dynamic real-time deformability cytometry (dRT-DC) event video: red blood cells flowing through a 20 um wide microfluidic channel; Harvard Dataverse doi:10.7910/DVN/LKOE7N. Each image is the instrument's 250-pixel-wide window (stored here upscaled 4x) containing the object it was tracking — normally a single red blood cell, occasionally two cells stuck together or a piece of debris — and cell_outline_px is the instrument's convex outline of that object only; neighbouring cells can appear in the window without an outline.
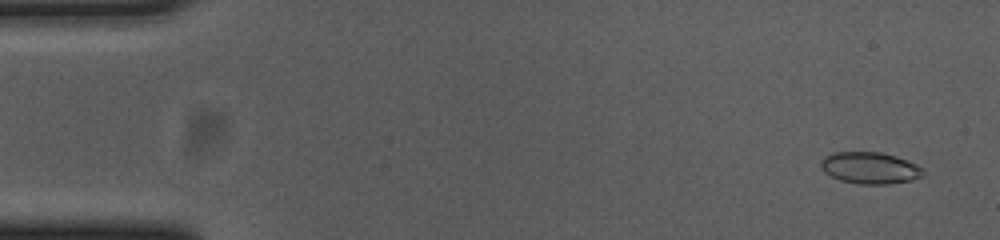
{"species": "common noctule bat (a hibernating species)", "species_latin": "Nyctalus noctula", "temperature_condition": "cold", "stored_images_in_passage": 53, "camera_frame_rate_fps": 3000, "um_per_image_px": 0.085, "animal": {"sex": "female", "body_mass_g": 23.0, "forearm_length_mm": 53.4}, "frame": {"image": 1, "passage_image": 1, "time_ms": 0.0, "image_size_px": [1000, 240], "cell_outline_px": [[924, 176], [912, 180], [888, 184], [860, 184], [840, 180], [824, 172], [820, 164], [820, 160], [824, 156], [836, 152], [880, 152], [896, 156], [916, 164], [924, 168]], "centroid_in_image_um": [73.96, 14.27], "position_along_channel_um": 11.0, "area_um2": 18.96}}
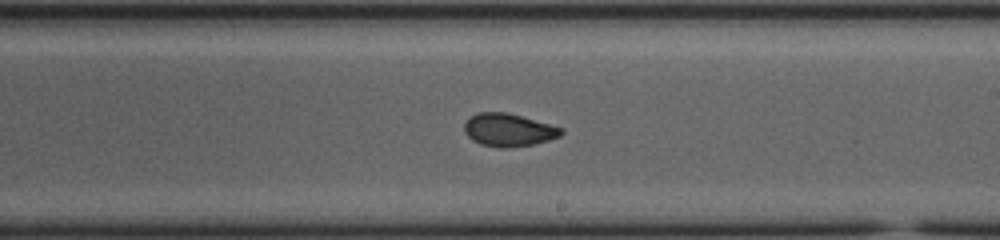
{"frame": {"image": 2, "passage_image": 30, "time_ms": 9.667, "image_size_px": [1000, 240], "cell_outline_px": [[564, 132], [560, 136], [548, 140], [532, 144], [504, 148], [500, 148], [480, 144], [472, 140], [464, 132], [464, 124], [476, 112], [508, 112], [564, 128]], "centroid_in_image_um": [43.23, 11.04], "position_along_channel_um": 245.8, "area_um2": 18.55}}
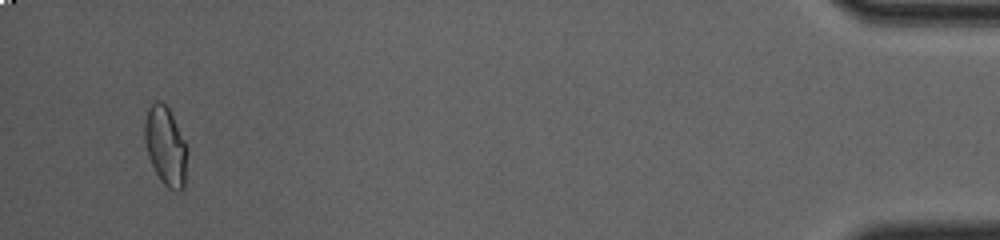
{"frame": {"image": 3, "passage_image": 51, "time_ms": 16.667, "image_size_px": [1000, 240], "cell_outline_px": [[188, 148], [184, 188], [180, 192], [176, 192], [168, 188], [160, 180], [148, 156], [144, 140], [144, 120], [148, 108], [156, 100], [160, 100], [168, 108]], "centroid_in_image_um": [14.07, 12.44], "position_along_channel_um": 421.1, "area_um2": 19.65}, "authors_computed_cell_mechanics": {"area_um2": 18.6694, "velocity_mm_per_s": 3.6904, "shape_relaxation_time_tau1_ms": null, "shape_relaxation_time_tau2_ms": 1.4924, "deformation_change_tau1": null, "deformation_change_tau2": 0.0529}}